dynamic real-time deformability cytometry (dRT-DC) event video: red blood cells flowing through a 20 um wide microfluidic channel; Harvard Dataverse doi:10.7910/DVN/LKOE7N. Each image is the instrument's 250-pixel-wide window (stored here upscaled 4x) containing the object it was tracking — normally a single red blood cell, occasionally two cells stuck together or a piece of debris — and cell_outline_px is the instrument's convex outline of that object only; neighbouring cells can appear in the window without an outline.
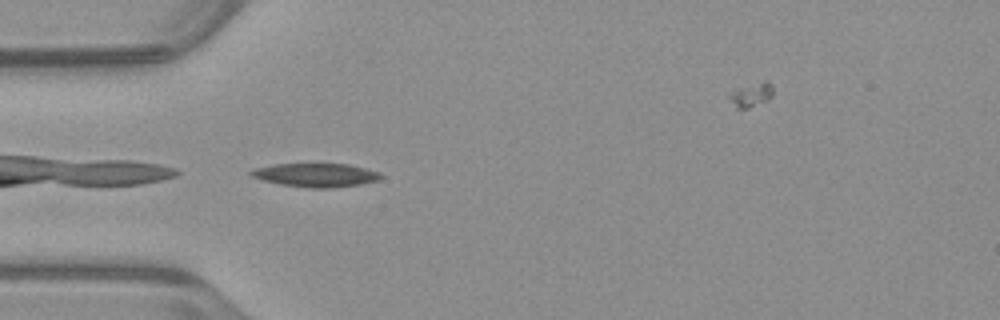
{"species": "common noctule bat (a hibernating species)", "species_latin": "Nyctalus noctula", "temperature_condition": "warm", "stored_images_in_passage": 38, "camera_frame_rate_fps": 3000, "um_per_image_px": 0.085, "animal": {"sex": "male", "body_mass_g": 23.1, "forearm_length_mm": 52.7}, "frame": {"image": 1, "passage_image": 1, "time_ms": 0.0, "image_size_px": [1000, 320], "cell_outline_px": [[384, 176], [380, 180], [360, 184], [332, 188], [312, 188], [280, 184], [248, 176], [248, 172], [252, 168], [272, 164], [348, 164], [380, 172]], "centroid_in_image_um": [26.82, 14.88], "position_along_channel_um": 58.2, "area_um2": 18.03}}
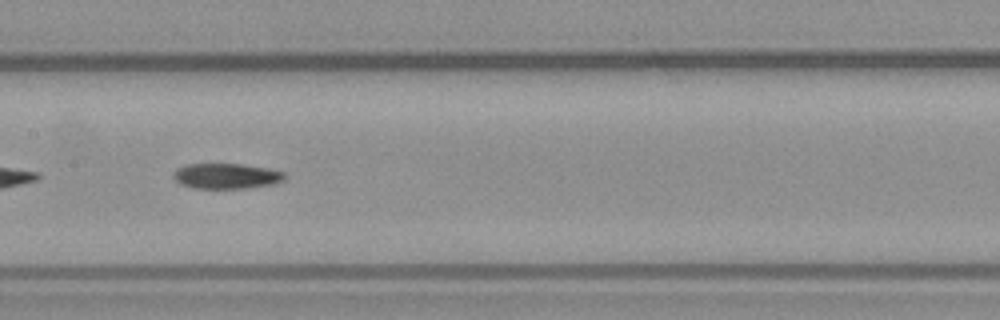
{"frame": {"image": 2, "passage_image": 11, "time_ms": 3.333, "image_size_px": [1000, 320], "cell_outline_px": [[284, 180], [276, 184], [244, 188], [192, 188], [180, 184], [172, 176], [176, 168], [188, 164], [240, 164], [268, 168], [284, 172]], "centroid_in_image_um": [19.23, 14.96], "position_along_channel_um": 188.2, "area_um2": 16.47}}
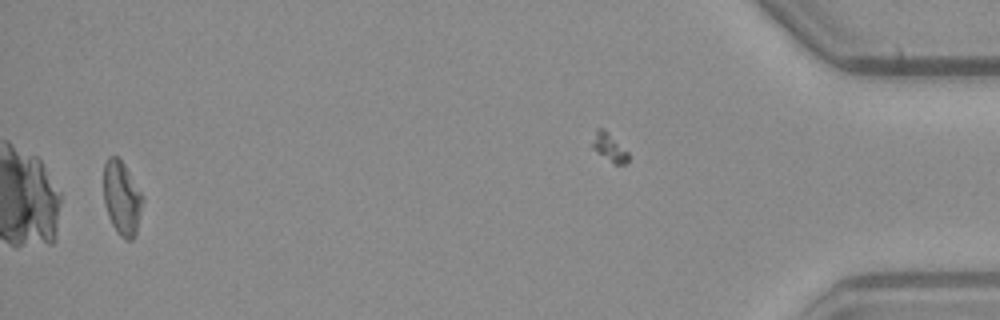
{"frame": {"image": 3, "passage_image": 36, "time_ms": 11.667, "image_size_px": [1000, 320], "cell_outline_px": [[144, 200], [136, 232], [132, 240], [124, 240], [116, 232], [108, 216], [104, 204], [104, 164], [108, 156], [116, 156], [124, 164], [144, 196]], "centroid_in_image_um": [10.36, 16.85], "position_along_channel_um": 424.8, "area_um2": 16.94}}